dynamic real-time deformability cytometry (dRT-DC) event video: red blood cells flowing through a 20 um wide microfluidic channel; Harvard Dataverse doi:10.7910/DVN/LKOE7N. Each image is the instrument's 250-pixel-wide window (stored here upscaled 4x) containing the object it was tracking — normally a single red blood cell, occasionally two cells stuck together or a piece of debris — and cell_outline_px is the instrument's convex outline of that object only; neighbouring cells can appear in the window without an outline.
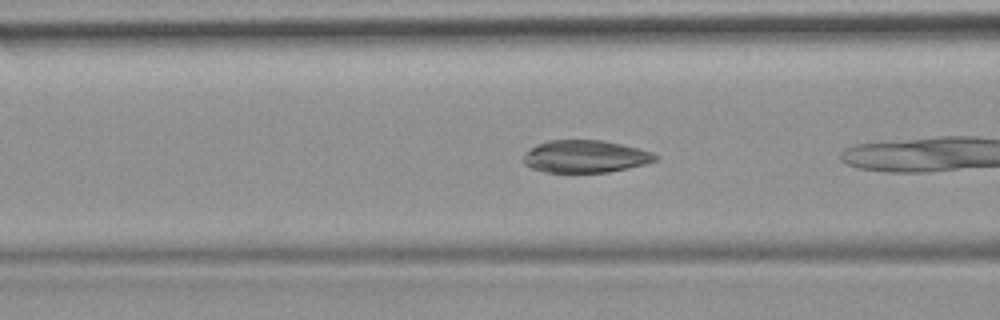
{"species": "common noctule bat (a hibernating species)", "species_latin": "Nyctalus noctula", "temperature_condition": "room temperature", "stored_images_in_passage": 6, "camera_frame_rate_fps": 3000, "um_per_image_px": 0.085, "animal": {"sex": "female", "body_mass_g": 19.9}, "frame": {"image": 1, "passage_image": 4, "time_ms": 1.0, "image_size_px": [1000, 320], "cell_outline_px": [[660, 156], [656, 160], [644, 164], [628, 168], [608, 172], [544, 172], [532, 168], [524, 164], [524, 156], [536, 144], [548, 140], [600, 140], [620, 144], [652, 152]], "centroid_in_image_um": [49.75, 13.3], "position_along_channel_um": 116.9, "area_um2": 24.68}}